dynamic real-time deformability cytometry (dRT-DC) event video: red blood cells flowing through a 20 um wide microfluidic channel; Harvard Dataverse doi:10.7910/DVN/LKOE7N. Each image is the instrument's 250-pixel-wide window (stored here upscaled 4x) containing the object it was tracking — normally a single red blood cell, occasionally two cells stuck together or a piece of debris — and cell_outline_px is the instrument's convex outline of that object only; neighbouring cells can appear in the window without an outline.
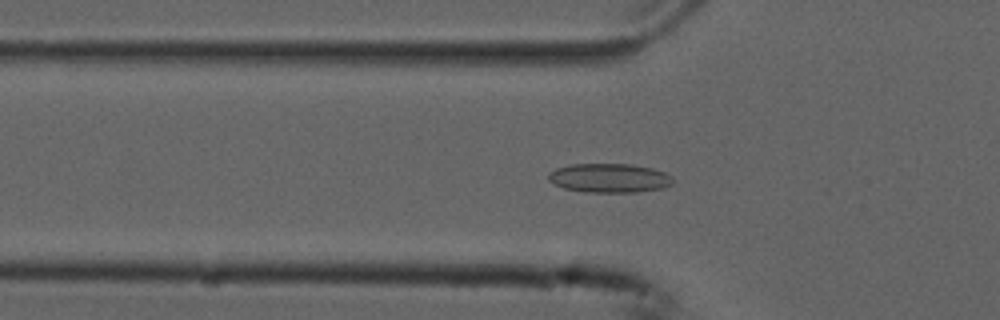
{"species": "common noctule bat (a hibernating species)", "species_latin": "Nyctalus noctula", "temperature_condition": "cold", "stored_images_in_passage": 48, "camera_frame_rate_fps": 3000, "um_per_image_px": 0.085, "animal": {"sex": "male", "forearm_length_mm": 52.5}, "frame": {"image": 1, "passage_image": 12, "time_ms": 3.667, "image_size_px": [1000, 320], "cell_outline_px": [[672, 184], [660, 188], [636, 192], [584, 192], [564, 188], [548, 180], [548, 172], [556, 168], [572, 164], [632, 164], [652, 168], [664, 172], [672, 176]], "centroid_in_image_um": [51.77, 15.12], "position_along_channel_um": 74.0, "area_um2": 21.04}}
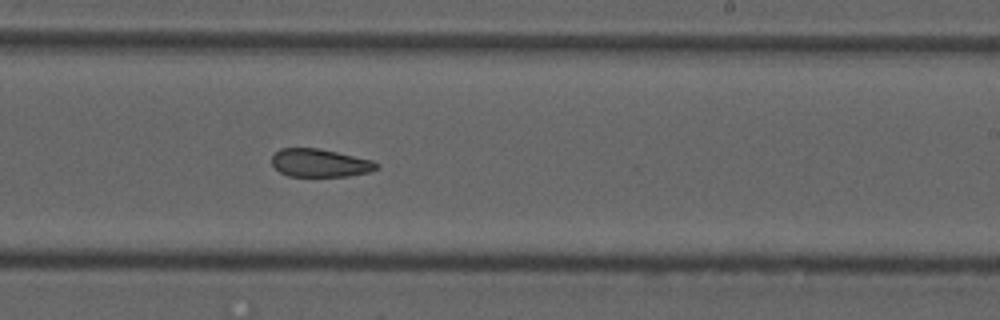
{"frame": {"image": 2, "passage_image": 27, "time_ms": 8.667, "image_size_px": [1000, 320], "cell_outline_px": [[380, 168], [368, 172], [348, 176], [288, 176], [280, 172], [272, 164], [272, 156], [280, 148], [320, 148], [372, 160], [380, 164]], "centroid_in_image_um": [27.21, 13.85], "position_along_channel_um": 261.8, "area_um2": 17.17}}
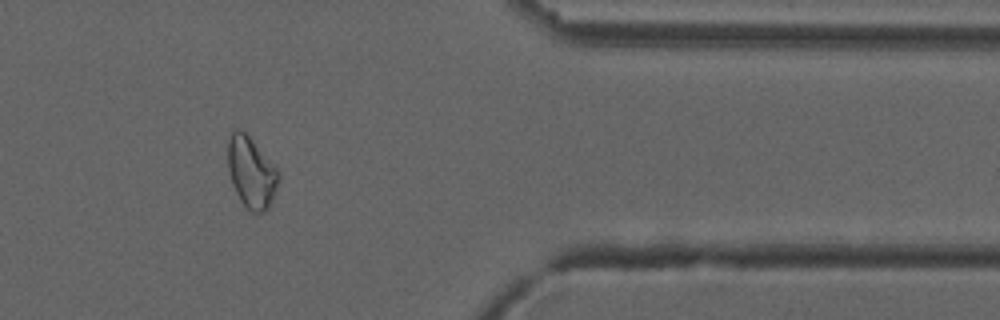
{"frame": {"image": 3, "passage_image": 39, "time_ms": 12.667, "image_size_px": [1000, 320], "cell_outline_px": [[280, 176], [276, 188], [268, 208], [264, 212], [252, 212], [244, 204], [236, 192], [232, 184], [228, 168], [228, 140], [232, 132], [236, 128], [240, 128], [252, 140], [280, 172]], "centroid_in_image_um": [21.35, 14.64], "position_along_channel_um": 390.0, "area_um2": 20.58}, "authors_computed_cell_mechanics": {"area_um2": 19.8543, "velocity_mm_per_s": 3.7555, "shape_relaxation_time_tau1_ms": null, "shape_relaxation_time_tau2_ms": 7.1925, "deformation_change_tau1": null, "deformation_change_tau2": 0.1591}}